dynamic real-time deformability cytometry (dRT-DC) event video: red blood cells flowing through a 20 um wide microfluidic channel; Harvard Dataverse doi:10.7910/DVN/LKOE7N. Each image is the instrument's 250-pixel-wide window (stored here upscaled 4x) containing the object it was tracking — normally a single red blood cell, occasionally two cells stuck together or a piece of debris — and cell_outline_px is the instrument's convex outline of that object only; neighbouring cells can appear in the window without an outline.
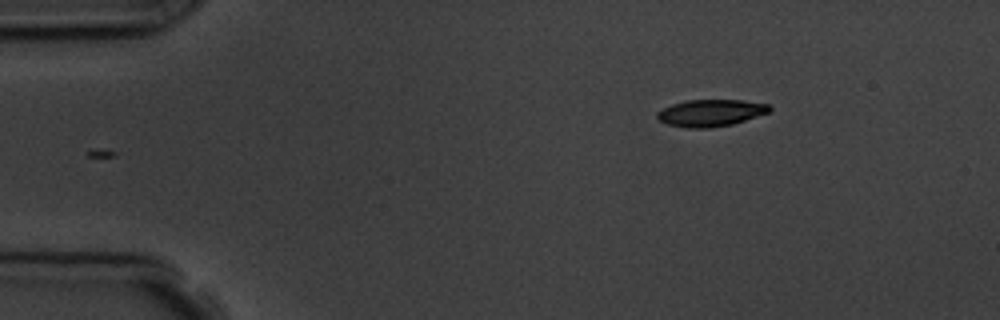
{"species": "common noctule bat (a hibernating species)", "species_latin": "Nyctalus noctula", "temperature_condition": "room temperature", "stored_images_in_passage": 5, "camera_frame_rate_fps": 3000, "um_per_image_px": 0.085, "animal": {"sex": "male", "body_mass_g": 19.5, "forearm_length_mm": 54.6}, "frame": {"image": 1, "passage_image": 5, "time_ms": 4.333, "image_size_px": [1000, 320], "cell_outline_px": [[772, 108], [768, 112], [732, 124], [708, 128], [688, 128], [668, 124], [660, 120], [656, 116], [656, 112], [672, 104], [688, 100], [744, 100], [768, 104]], "centroid_in_image_um": [60.4, 9.59], "position_along_channel_um": 24.6, "area_um2": 17.4}}